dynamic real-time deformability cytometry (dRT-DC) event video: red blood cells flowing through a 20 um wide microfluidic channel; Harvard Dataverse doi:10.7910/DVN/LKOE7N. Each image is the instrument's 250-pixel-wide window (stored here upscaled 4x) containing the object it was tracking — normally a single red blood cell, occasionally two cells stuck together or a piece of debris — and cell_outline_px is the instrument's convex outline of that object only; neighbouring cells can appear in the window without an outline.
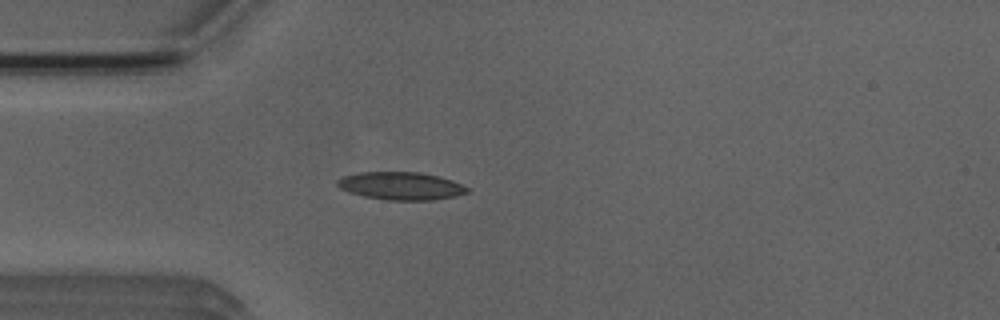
{"species": "Egyptian fruit bat (a non-hibernating species)", "species_latin": "Rousettus aegyptiacus", "temperature_condition": "room temperature", "stored_images_in_passage": 3, "camera_frame_rate_fps": 3000, "um_per_image_px": 0.085, "animal": {"sex": "male"}, "frame": {"image": 1, "passage_image": 2, "time_ms": 2.333, "image_size_px": [1000, 320], "cell_outline_px": [[468, 192], [456, 196], [436, 200], [384, 200], [364, 196], [348, 192], [340, 188], [336, 184], [336, 180], [344, 176], [360, 172], [420, 172], [440, 176], [452, 180], [468, 188]], "centroid_in_image_um": [34.07, 15.8], "position_along_channel_um": 50.9, "area_um2": 21.15}}